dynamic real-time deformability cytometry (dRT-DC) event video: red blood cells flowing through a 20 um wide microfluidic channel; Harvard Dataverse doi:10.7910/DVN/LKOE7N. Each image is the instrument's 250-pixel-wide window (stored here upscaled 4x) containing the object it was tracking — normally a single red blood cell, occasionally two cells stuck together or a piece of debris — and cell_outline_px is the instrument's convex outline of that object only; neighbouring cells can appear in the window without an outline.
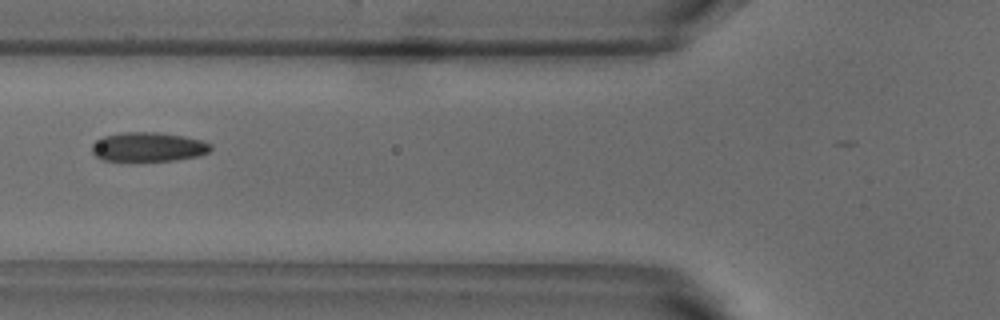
{"species": "common noctule bat (a hibernating species)", "species_latin": "Nyctalus noctula", "temperature_condition": "warm", "stored_images_in_passage": 6, "camera_frame_rate_fps": 3000, "um_per_image_px": 0.085, "animal": {"sex": "male", "body_mass_g": 18.8}, "frame": {"image": 1, "passage_image": 6, "time_ms": 1.667, "image_size_px": [1000, 320], "cell_outline_px": [[212, 148], [208, 152], [200, 156], [176, 160], [132, 164], [100, 160], [92, 152], [92, 144], [96, 140], [104, 136], [124, 132], [160, 132], [184, 136], [200, 140], [212, 144]], "centroid_in_image_um": [12.56, 12.54], "position_along_channel_um": 113.2, "area_um2": 21.33}}